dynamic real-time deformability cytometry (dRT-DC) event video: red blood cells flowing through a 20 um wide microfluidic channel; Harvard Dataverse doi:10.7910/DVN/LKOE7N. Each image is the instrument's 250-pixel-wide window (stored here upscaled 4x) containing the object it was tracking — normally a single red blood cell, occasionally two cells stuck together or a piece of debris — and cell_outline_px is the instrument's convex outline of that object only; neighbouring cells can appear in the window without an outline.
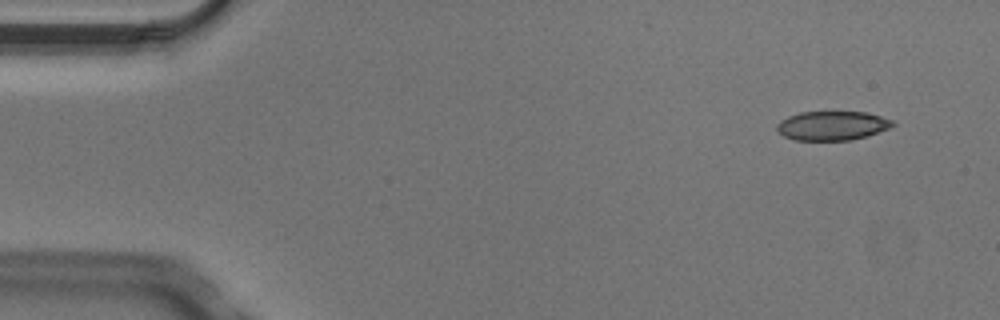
{"species": "Egyptian fruit bat (a non-hibernating species)", "species_latin": "Rousettus aegyptiacus", "temperature_condition": "cold", "stored_images_in_passage": 4, "camera_frame_rate_fps": 3000, "um_per_image_px": 0.085, "animal": {"sex": "male"}, "frame": {"image": 1, "passage_image": 1, "time_ms": 0.0, "image_size_px": [1000, 320], "cell_outline_px": [[896, 124], [888, 128], [868, 136], [852, 140], [792, 140], [784, 136], [776, 128], [776, 124], [780, 120], [788, 116], [800, 112], [832, 108], [868, 112], [892, 120]], "centroid_in_image_um": [70.73, 10.62], "position_along_channel_um": 14.3, "area_um2": 20.69}}
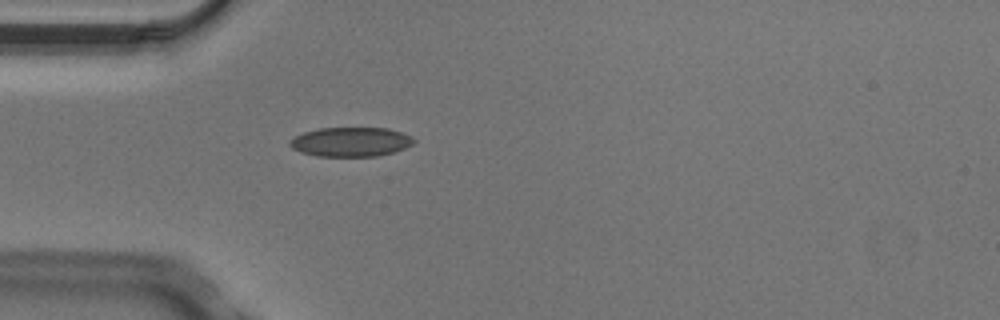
{"frame": {"image": 2, "passage_image": 4, "time_ms": 1.0, "image_size_px": [1000, 320], "cell_outline_px": [[416, 140], [412, 144], [404, 148], [392, 152], [376, 156], [316, 156], [300, 152], [292, 148], [288, 144], [288, 140], [304, 132], [320, 128], [388, 128], [412, 136]], "centroid_in_image_um": [29.79, 12.06], "position_along_channel_um": 55.2, "area_um2": 21.15}}